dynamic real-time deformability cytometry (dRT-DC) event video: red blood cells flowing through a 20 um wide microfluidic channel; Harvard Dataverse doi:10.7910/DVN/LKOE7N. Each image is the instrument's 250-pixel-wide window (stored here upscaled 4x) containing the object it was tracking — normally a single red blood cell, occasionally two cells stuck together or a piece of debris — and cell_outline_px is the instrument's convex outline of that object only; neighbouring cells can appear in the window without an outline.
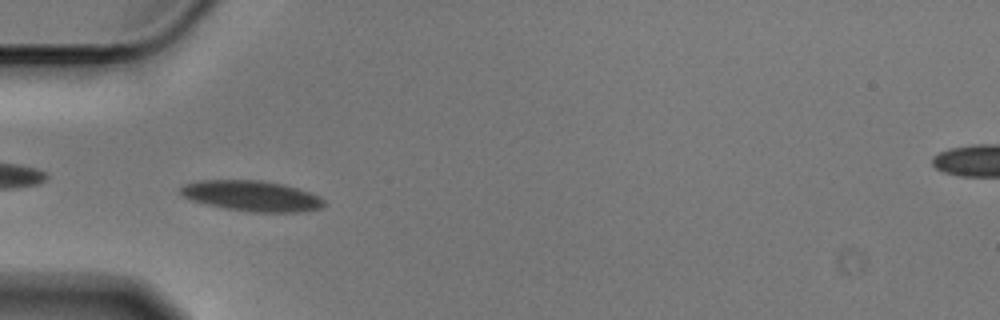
{"species": "Egyptian fruit bat (a non-hibernating species)", "species_latin": "Rousettus aegyptiacus", "temperature_condition": "cold", "stored_images_in_passage": 41, "camera_frame_rate_fps": 3000, "um_per_image_px": 0.085, "animal": {"sex": "male"}, "frame": {"image": 1, "passage_image": 2, "time_ms": 0.333, "image_size_px": [1000, 320], "cell_outline_px": [[324, 204], [320, 208], [304, 212], [252, 212], [224, 208], [192, 200], [184, 196], [180, 192], [180, 188], [184, 184], [196, 180], [260, 180], [284, 184], [320, 196], [324, 200]], "centroid_in_image_um": [21.4, 16.65], "position_along_channel_um": 63.6, "area_um2": 25.49}}
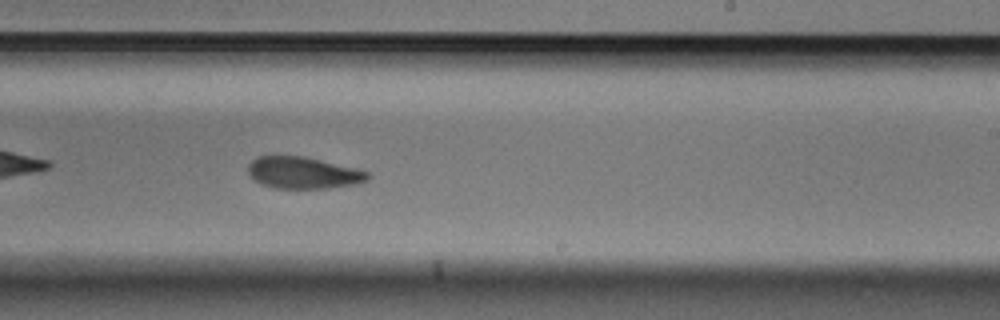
{"frame": {"image": 2, "passage_image": 19, "time_ms": 6.0, "image_size_px": [1000, 320], "cell_outline_px": [[368, 180], [352, 184], [328, 188], [276, 188], [264, 184], [256, 180], [248, 172], [248, 164], [256, 156], [304, 156], [356, 168], [368, 172]], "centroid_in_image_um": [25.76, 14.67], "position_along_channel_um": 263.2, "area_um2": 21.79}}
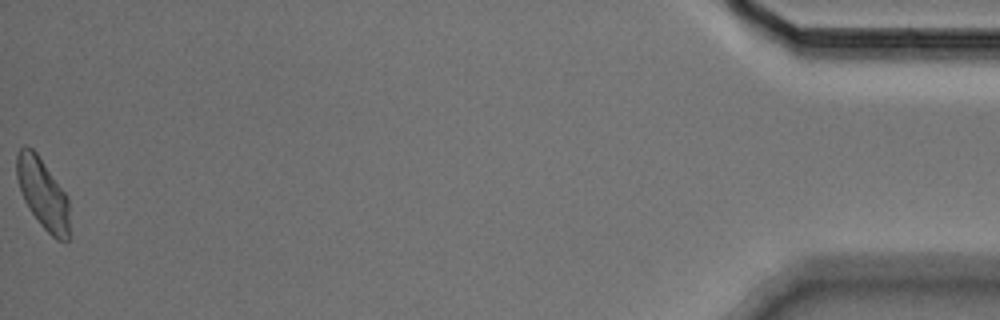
{"frame": {"image": 3, "passage_image": 41, "time_ms": 13.333, "image_size_px": [1000, 320], "cell_outline_px": [[68, 240], [56, 240], [40, 224], [28, 208], [24, 200], [16, 176], [16, 156], [20, 148], [24, 144], [32, 148], [36, 152], [68, 196]], "centroid_in_image_um": [3.62, 16.43], "position_along_channel_um": 431.6, "area_um2": 21.5}, "authors_computed_cell_mechanics": {"area_um2": 22.8888, "velocity_mm_per_s": 3.5495, "shape_relaxation_time_tau1_ms": 3.9512, "shape_relaxation_time_tau2_ms": 3.7829, "deformation_change_tau1": 0.1165, "deformation_change_tau2": 0.052}}